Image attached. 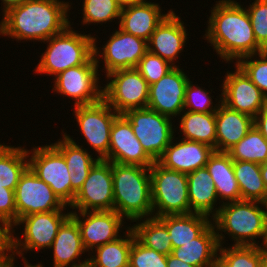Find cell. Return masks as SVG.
I'll use <instances>...</instances> for the list:
<instances>
[{
    "label": "cell",
    "mask_w": 267,
    "mask_h": 267,
    "mask_svg": "<svg viewBox=\"0 0 267 267\" xmlns=\"http://www.w3.org/2000/svg\"><path fill=\"white\" fill-rule=\"evenodd\" d=\"M0 220L6 222L11 228L17 222L14 191L0 186Z\"/></svg>",
    "instance_id": "43"
},
{
    "label": "cell",
    "mask_w": 267,
    "mask_h": 267,
    "mask_svg": "<svg viewBox=\"0 0 267 267\" xmlns=\"http://www.w3.org/2000/svg\"><path fill=\"white\" fill-rule=\"evenodd\" d=\"M189 79L183 68L175 66L149 86L147 107L170 118L180 116L184 111L185 89Z\"/></svg>",
    "instance_id": "18"
},
{
    "label": "cell",
    "mask_w": 267,
    "mask_h": 267,
    "mask_svg": "<svg viewBox=\"0 0 267 267\" xmlns=\"http://www.w3.org/2000/svg\"><path fill=\"white\" fill-rule=\"evenodd\" d=\"M175 139L166 147L157 161L164 168L185 174L205 167L209 157L215 151L211 146L185 139ZM176 141V143H174Z\"/></svg>",
    "instance_id": "21"
},
{
    "label": "cell",
    "mask_w": 267,
    "mask_h": 267,
    "mask_svg": "<svg viewBox=\"0 0 267 267\" xmlns=\"http://www.w3.org/2000/svg\"><path fill=\"white\" fill-rule=\"evenodd\" d=\"M186 27L172 10L156 27L147 42L148 51L176 66L175 60L187 41Z\"/></svg>",
    "instance_id": "20"
},
{
    "label": "cell",
    "mask_w": 267,
    "mask_h": 267,
    "mask_svg": "<svg viewBox=\"0 0 267 267\" xmlns=\"http://www.w3.org/2000/svg\"><path fill=\"white\" fill-rule=\"evenodd\" d=\"M235 64L245 72L249 79L267 97V51L242 57Z\"/></svg>",
    "instance_id": "38"
},
{
    "label": "cell",
    "mask_w": 267,
    "mask_h": 267,
    "mask_svg": "<svg viewBox=\"0 0 267 267\" xmlns=\"http://www.w3.org/2000/svg\"><path fill=\"white\" fill-rule=\"evenodd\" d=\"M193 85L194 84L189 79L185 89L184 110L199 113L216 112L221 102V95L219 96L220 100L217 102L218 104L216 103L213 106L212 96L209 94L211 92L202 89V87L200 88L199 86Z\"/></svg>",
    "instance_id": "39"
},
{
    "label": "cell",
    "mask_w": 267,
    "mask_h": 267,
    "mask_svg": "<svg viewBox=\"0 0 267 267\" xmlns=\"http://www.w3.org/2000/svg\"><path fill=\"white\" fill-rule=\"evenodd\" d=\"M161 10L158 3L149 1L122 8L119 28L148 42L156 27L172 11L163 14Z\"/></svg>",
    "instance_id": "22"
},
{
    "label": "cell",
    "mask_w": 267,
    "mask_h": 267,
    "mask_svg": "<svg viewBox=\"0 0 267 267\" xmlns=\"http://www.w3.org/2000/svg\"><path fill=\"white\" fill-rule=\"evenodd\" d=\"M262 267H267V249L263 247Z\"/></svg>",
    "instance_id": "52"
},
{
    "label": "cell",
    "mask_w": 267,
    "mask_h": 267,
    "mask_svg": "<svg viewBox=\"0 0 267 267\" xmlns=\"http://www.w3.org/2000/svg\"><path fill=\"white\" fill-rule=\"evenodd\" d=\"M167 267H196V266L182 262L180 259H177L171 254H169L167 256Z\"/></svg>",
    "instance_id": "46"
},
{
    "label": "cell",
    "mask_w": 267,
    "mask_h": 267,
    "mask_svg": "<svg viewBox=\"0 0 267 267\" xmlns=\"http://www.w3.org/2000/svg\"><path fill=\"white\" fill-rule=\"evenodd\" d=\"M74 117L85 140L105 159L109 153L110 131L114 120L120 115L103 99L97 103L74 107Z\"/></svg>",
    "instance_id": "12"
},
{
    "label": "cell",
    "mask_w": 267,
    "mask_h": 267,
    "mask_svg": "<svg viewBox=\"0 0 267 267\" xmlns=\"http://www.w3.org/2000/svg\"><path fill=\"white\" fill-rule=\"evenodd\" d=\"M179 128L185 140L205 143L216 151L215 112L199 113L184 110Z\"/></svg>",
    "instance_id": "30"
},
{
    "label": "cell",
    "mask_w": 267,
    "mask_h": 267,
    "mask_svg": "<svg viewBox=\"0 0 267 267\" xmlns=\"http://www.w3.org/2000/svg\"><path fill=\"white\" fill-rule=\"evenodd\" d=\"M227 153L233 160L262 164L267 161V141L253 125L247 135Z\"/></svg>",
    "instance_id": "36"
},
{
    "label": "cell",
    "mask_w": 267,
    "mask_h": 267,
    "mask_svg": "<svg viewBox=\"0 0 267 267\" xmlns=\"http://www.w3.org/2000/svg\"><path fill=\"white\" fill-rule=\"evenodd\" d=\"M23 259V263H24V267H43V265H41V263L39 264H36V265H32V264H29L28 260H26L25 257L22 258ZM14 267H17V265H15Z\"/></svg>",
    "instance_id": "51"
},
{
    "label": "cell",
    "mask_w": 267,
    "mask_h": 267,
    "mask_svg": "<svg viewBox=\"0 0 267 267\" xmlns=\"http://www.w3.org/2000/svg\"><path fill=\"white\" fill-rule=\"evenodd\" d=\"M124 232L125 239L106 243L95 248V254L88 258L89 267H129L130 249L135 238L133 230L129 227Z\"/></svg>",
    "instance_id": "31"
},
{
    "label": "cell",
    "mask_w": 267,
    "mask_h": 267,
    "mask_svg": "<svg viewBox=\"0 0 267 267\" xmlns=\"http://www.w3.org/2000/svg\"><path fill=\"white\" fill-rule=\"evenodd\" d=\"M122 115L130 122L146 154L157 162L175 137L172 118L148 107L131 109Z\"/></svg>",
    "instance_id": "7"
},
{
    "label": "cell",
    "mask_w": 267,
    "mask_h": 267,
    "mask_svg": "<svg viewBox=\"0 0 267 267\" xmlns=\"http://www.w3.org/2000/svg\"><path fill=\"white\" fill-rule=\"evenodd\" d=\"M261 176L263 178L264 184L267 188V161L260 164Z\"/></svg>",
    "instance_id": "49"
},
{
    "label": "cell",
    "mask_w": 267,
    "mask_h": 267,
    "mask_svg": "<svg viewBox=\"0 0 267 267\" xmlns=\"http://www.w3.org/2000/svg\"><path fill=\"white\" fill-rule=\"evenodd\" d=\"M219 245L217 265L220 267H262L263 247Z\"/></svg>",
    "instance_id": "35"
},
{
    "label": "cell",
    "mask_w": 267,
    "mask_h": 267,
    "mask_svg": "<svg viewBox=\"0 0 267 267\" xmlns=\"http://www.w3.org/2000/svg\"><path fill=\"white\" fill-rule=\"evenodd\" d=\"M62 140L59 139L52 145L63 155L68 171L70 172L71 191L76 195L82 188L90 169L99 160L93 158L87 149L77 144L69 134L62 130Z\"/></svg>",
    "instance_id": "26"
},
{
    "label": "cell",
    "mask_w": 267,
    "mask_h": 267,
    "mask_svg": "<svg viewBox=\"0 0 267 267\" xmlns=\"http://www.w3.org/2000/svg\"><path fill=\"white\" fill-rule=\"evenodd\" d=\"M69 4L60 0H26L2 15L0 35L16 41L44 42L70 25Z\"/></svg>",
    "instance_id": "2"
},
{
    "label": "cell",
    "mask_w": 267,
    "mask_h": 267,
    "mask_svg": "<svg viewBox=\"0 0 267 267\" xmlns=\"http://www.w3.org/2000/svg\"><path fill=\"white\" fill-rule=\"evenodd\" d=\"M207 21L205 39L226 63L265 51L255 38L250 16L239 2L219 0Z\"/></svg>",
    "instance_id": "1"
},
{
    "label": "cell",
    "mask_w": 267,
    "mask_h": 267,
    "mask_svg": "<svg viewBox=\"0 0 267 267\" xmlns=\"http://www.w3.org/2000/svg\"><path fill=\"white\" fill-rule=\"evenodd\" d=\"M3 3V11L2 14H5L8 10L19 6L20 4H22L23 2H25L26 0H1Z\"/></svg>",
    "instance_id": "47"
},
{
    "label": "cell",
    "mask_w": 267,
    "mask_h": 267,
    "mask_svg": "<svg viewBox=\"0 0 267 267\" xmlns=\"http://www.w3.org/2000/svg\"><path fill=\"white\" fill-rule=\"evenodd\" d=\"M209 218L198 213L158 217L168 230V239L171 241L173 249L197 238L212 223V219Z\"/></svg>",
    "instance_id": "29"
},
{
    "label": "cell",
    "mask_w": 267,
    "mask_h": 267,
    "mask_svg": "<svg viewBox=\"0 0 267 267\" xmlns=\"http://www.w3.org/2000/svg\"><path fill=\"white\" fill-rule=\"evenodd\" d=\"M27 168V149L0 144V186L14 191Z\"/></svg>",
    "instance_id": "33"
},
{
    "label": "cell",
    "mask_w": 267,
    "mask_h": 267,
    "mask_svg": "<svg viewBox=\"0 0 267 267\" xmlns=\"http://www.w3.org/2000/svg\"><path fill=\"white\" fill-rule=\"evenodd\" d=\"M262 206H265L263 202L249 200L225 202L218 206L219 210L212 222L219 245H223L224 234H227L234 240L233 245L262 247L266 220V211ZM257 238L262 239L261 244L257 243Z\"/></svg>",
    "instance_id": "4"
},
{
    "label": "cell",
    "mask_w": 267,
    "mask_h": 267,
    "mask_svg": "<svg viewBox=\"0 0 267 267\" xmlns=\"http://www.w3.org/2000/svg\"><path fill=\"white\" fill-rule=\"evenodd\" d=\"M150 177L153 217L190 214L187 174L154 162L150 166Z\"/></svg>",
    "instance_id": "6"
},
{
    "label": "cell",
    "mask_w": 267,
    "mask_h": 267,
    "mask_svg": "<svg viewBox=\"0 0 267 267\" xmlns=\"http://www.w3.org/2000/svg\"><path fill=\"white\" fill-rule=\"evenodd\" d=\"M76 267H89V264L86 263V264H83V265H80V266H76Z\"/></svg>",
    "instance_id": "54"
},
{
    "label": "cell",
    "mask_w": 267,
    "mask_h": 267,
    "mask_svg": "<svg viewBox=\"0 0 267 267\" xmlns=\"http://www.w3.org/2000/svg\"><path fill=\"white\" fill-rule=\"evenodd\" d=\"M14 195L17 221L30 214L64 211L68 208L51 187L39 179L29 167L20 176Z\"/></svg>",
    "instance_id": "14"
},
{
    "label": "cell",
    "mask_w": 267,
    "mask_h": 267,
    "mask_svg": "<svg viewBox=\"0 0 267 267\" xmlns=\"http://www.w3.org/2000/svg\"><path fill=\"white\" fill-rule=\"evenodd\" d=\"M45 42L48 43L47 49L33 70L36 74L55 77L68 68L87 64L94 57V36L74 31L71 24Z\"/></svg>",
    "instance_id": "5"
},
{
    "label": "cell",
    "mask_w": 267,
    "mask_h": 267,
    "mask_svg": "<svg viewBox=\"0 0 267 267\" xmlns=\"http://www.w3.org/2000/svg\"><path fill=\"white\" fill-rule=\"evenodd\" d=\"M246 10L257 43L267 51V0H254Z\"/></svg>",
    "instance_id": "42"
},
{
    "label": "cell",
    "mask_w": 267,
    "mask_h": 267,
    "mask_svg": "<svg viewBox=\"0 0 267 267\" xmlns=\"http://www.w3.org/2000/svg\"><path fill=\"white\" fill-rule=\"evenodd\" d=\"M129 267H167V256L147 248L134 238L130 249Z\"/></svg>",
    "instance_id": "41"
},
{
    "label": "cell",
    "mask_w": 267,
    "mask_h": 267,
    "mask_svg": "<svg viewBox=\"0 0 267 267\" xmlns=\"http://www.w3.org/2000/svg\"><path fill=\"white\" fill-rule=\"evenodd\" d=\"M218 249L216 230L211 223L197 238L173 249L171 255L196 267H214L217 265Z\"/></svg>",
    "instance_id": "25"
},
{
    "label": "cell",
    "mask_w": 267,
    "mask_h": 267,
    "mask_svg": "<svg viewBox=\"0 0 267 267\" xmlns=\"http://www.w3.org/2000/svg\"><path fill=\"white\" fill-rule=\"evenodd\" d=\"M70 212V216L77 222L82 244L87 252H93L96 247L121 237L119 233L125 219L115 210Z\"/></svg>",
    "instance_id": "16"
},
{
    "label": "cell",
    "mask_w": 267,
    "mask_h": 267,
    "mask_svg": "<svg viewBox=\"0 0 267 267\" xmlns=\"http://www.w3.org/2000/svg\"><path fill=\"white\" fill-rule=\"evenodd\" d=\"M254 126L260 131L267 141V105L254 117Z\"/></svg>",
    "instance_id": "45"
},
{
    "label": "cell",
    "mask_w": 267,
    "mask_h": 267,
    "mask_svg": "<svg viewBox=\"0 0 267 267\" xmlns=\"http://www.w3.org/2000/svg\"><path fill=\"white\" fill-rule=\"evenodd\" d=\"M98 68L95 57L87 64L68 68L53 78L52 91L75 100L74 107L97 103L103 99V87L98 85Z\"/></svg>",
    "instance_id": "11"
},
{
    "label": "cell",
    "mask_w": 267,
    "mask_h": 267,
    "mask_svg": "<svg viewBox=\"0 0 267 267\" xmlns=\"http://www.w3.org/2000/svg\"><path fill=\"white\" fill-rule=\"evenodd\" d=\"M14 261L15 259H12L11 261H9L8 263L6 264H3V265H0V267H14Z\"/></svg>",
    "instance_id": "53"
},
{
    "label": "cell",
    "mask_w": 267,
    "mask_h": 267,
    "mask_svg": "<svg viewBox=\"0 0 267 267\" xmlns=\"http://www.w3.org/2000/svg\"><path fill=\"white\" fill-rule=\"evenodd\" d=\"M215 120L217 152H228L254 125V118L231 110L222 102L215 112Z\"/></svg>",
    "instance_id": "23"
},
{
    "label": "cell",
    "mask_w": 267,
    "mask_h": 267,
    "mask_svg": "<svg viewBox=\"0 0 267 267\" xmlns=\"http://www.w3.org/2000/svg\"><path fill=\"white\" fill-rule=\"evenodd\" d=\"M12 228L0 220V265L13 259L12 254Z\"/></svg>",
    "instance_id": "44"
},
{
    "label": "cell",
    "mask_w": 267,
    "mask_h": 267,
    "mask_svg": "<svg viewBox=\"0 0 267 267\" xmlns=\"http://www.w3.org/2000/svg\"><path fill=\"white\" fill-rule=\"evenodd\" d=\"M27 153L28 167L69 207L76 195L71 191L70 172L63 155L52 144L34 147Z\"/></svg>",
    "instance_id": "10"
},
{
    "label": "cell",
    "mask_w": 267,
    "mask_h": 267,
    "mask_svg": "<svg viewBox=\"0 0 267 267\" xmlns=\"http://www.w3.org/2000/svg\"><path fill=\"white\" fill-rule=\"evenodd\" d=\"M97 38H94V57L99 63L102 57L104 62L105 75L119 69L136 68L139 61L148 51L147 41L132 34L126 33L119 28L112 32L109 40L101 49L97 47ZM101 52H100V51ZM102 54V55H101ZM99 57V58H98Z\"/></svg>",
    "instance_id": "15"
},
{
    "label": "cell",
    "mask_w": 267,
    "mask_h": 267,
    "mask_svg": "<svg viewBox=\"0 0 267 267\" xmlns=\"http://www.w3.org/2000/svg\"><path fill=\"white\" fill-rule=\"evenodd\" d=\"M71 215L63 211H51L34 213L18 219L12 227V257L16 255L22 257L26 251H39L49 249L57 235L59 227ZM23 224V239L15 234L14 227ZM16 254V255H15Z\"/></svg>",
    "instance_id": "8"
},
{
    "label": "cell",
    "mask_w": 267,
    "mask_h": 267,
    "mask_svg": "<svg viewBox=\"0 0 267 267\" xmlns=\"http://www.w3.org/2000/svg\"><path fill=\"white\" fill-rule=\"evenodd\" d=\"M206 169L210 173L215 184L217 196L226 203L240 201L241 193L233 169V159L227 152L214 151L209 157Z\"/></svg>",
    "instance_id": "28"
},
{
    "label": "cell",
    "mask_w": 267,
    "mask_h": 267,
    "mask_svg": "<svg viewBox=\"0 0 267 267\" xmlns=\"http://www.w3.org/2000/svg\"><path fill=\"white\" fill-rule=\"evenodd\" d=\"M112 178L114 210L120 216L132 222L153 217L150 167L112 162Z\"/></svg>",
    "instance_id": "3"
},
{
    "label": "cell",
    "mask_w": 267,
    "mask_h": 267,
    "mask_svg": "<svg viewBox=\"0 0 267 267\" xmlns=\"http://www.w3.org/2000/svg\"><path fill=\"white\" fill-rule=\"evenodd\" d=\"M144 1H146V0H116L117 4L121 8L132 6L134 4L141 3V2H144Z\"/></svg>",
    "instance_id": "48"
},
{
    "label": "cell",
    "mask_w": 267,
    "mask_h": 267,
    "mask_svg": "<svg viewBox=\"0 0 267 267\" xmlns=\"http://www.w3.org/2000/svg\"><path fill=\"white\" fill-rule=\"evenodd\" d=\"M190 213L203 214L211 217L216 215L219 200L213 179L206 167L187 174ZM212 215V216H211Z\"/></svg>",
    "instance_id": "27"
},
{
    "label": "cell",
    "mask_w": 267,
    "mask_h": 267,
    "mask_svg": "<svg viewBox=\"0 0 267 267\" xmlns=\"http://www.w3.org/2000/svg\"><path fill=\"white\" fill-rule=\"evenodd\" d=\"M235 178L238 182L241 200L267 202V188L261 176L260 164L233 160Z\"/></svg>",
    "instance_id": "32"
},
{
    "label": "cell",
    "mask_w": 267,
    "mask_h": 267,
    "mask_svg": "<svg viewBox=\"0 0 267 267\" xmlns=\"http://www.w3.org/2000/svg\"><path fill=\"white\" fill-rule=\"evenodd\" d=\"M104 160L144 167H150L154 163L136 138L130 122L122 114L114 120L111 127L109 153Z\"/></svg>",
    "instance_id": "19"
},
{
    "label": "cell",
    "mask_w": 267,
    "mask_h": 267,
    "mask_svg": "<svg viewBox=\"0 0 267 267\" xmlns=\"http://www.w3.org/2000/svg\"><path fill=\"white\" fill-rule=\"evenodd\" d=\"M265 204V210H266V220H265V238H264V244L262 247L267 249V202Z\"/></svg>",
    "instance_id": "50"
},
{
    "label": "cell",
    "mask_w": 267,
    "mask_h": 267,
    "mask_svg": "<svg viewBox=\"0 0 267 267\" xmlns=\"http://www.w3.org/2000/svg\"><path fill=\"white\" fill-rule=\"evenodd\" d=\"M105 76L108 83L103 87V100L118 114L147 107L149 84L135 68L115 70Z\"/></svg>",
    "instance_id": "9"
},
{
    "label": "cell",
    "mask_w": 267,
    "mask_h": 267,
    "mask_svg": "<svg viewBox=\"0 0 267 267\" xmlns=\"http://www.w3.org/2000/svg\"><path fill=\"white\" fill-rule=\"evenodd\" d=\"M83 25L90 23H107L112 20H120L122 8L116 0H83Z\"/></svg>",
    "instance_id": "37"
},
{
    "label": "cell",
    "mask_w": 267,
    "mask_h": 267,
    "mask_svg": "<svg viewBox=\"0 0 267 267\" xmlns=\"http://www.w3.org/2000/svg\"><path fill=\"white\" fill-rule=\"evenodd\" d=\"M175 66L149 51L145 53L135 68L150 85L171 71Z\"/></svg>",
    "instance_id": "40"
},
{
    "label": "cell",
    "mask_w": 267,
    "mask_h": 267,
    "mask_svg": "<svg viewBox=\"0 0 267 267\" xmlns=\"http://www.w3.org/2000/svg\"><path fill=\"white\" fill-rule=\"evenodd\" d=\"M77 211L114 210L112 162L99 159L69 206Z\"/></svg>",
    "instance_id": "13"
},
{
    "label": "cell",
    "mask_w": 267,
    "mask_h": 267,
    "mask_svg": "<svg viewBox=\"0 0 267 267\" xmlns=\"http://www.w3.org/2000/svg\"><path fill=\"white\" fill-rule=\"evenodd\" d=\"M50 249L53 250V267H76L88 263V258L81 262L78 259L87 251L82 244L77 222L71 216L59 227Z\"/></svg>",
    "instance_id": "24"
},
{
    "label": "cell",
    "mask_w": 267,
    "mask_h": 267,
    "mask_svg": "<svg viewBox=\"0 0 267 267\" xmlns=\"http://www.w3.org/2000/svg\"><path fill=\"white\" fill-rule=\"evenodd\" d=\"M236 70L228 72L222 83L221 102L229 109L254 118L267 105V97L235 64Z\"/></svg>",
    "instance_id": "17"
},
{
    "label": "cell",
    "mask_w": 267,
    "mask_h": 267,
    "mask_svg": "<svg viewBox=\"0 0 267 267\" xmlns=\"http://www.w3.org/2000/svg\"><path fill=\"white\" fill-rule=\"evenodd\" d=\"M142 222H139L141 221ZM139 223H138V222ZM130 228L135 238L147 248L168 256L173 250L171 241L168 239L166 226L156 217H149L135 220Z\"/></svg>",
    "instance_id": "34"
}]
</instances>
